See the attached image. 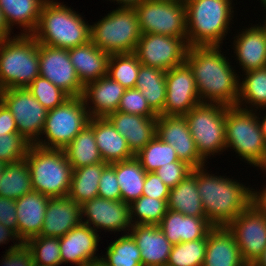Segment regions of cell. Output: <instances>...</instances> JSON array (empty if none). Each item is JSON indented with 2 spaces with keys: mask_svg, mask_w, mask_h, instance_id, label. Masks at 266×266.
<instances>
[{
  "mask_svg": "<svg viewBox=\"0 0 266 266\" xmlns=\"http://www.w3.org/2000/svg\"><path fill=\"white\" fill-rule=\"evenodd\" d=\"M30 145L19 133H0V161L7 164L25 159Z\"/></svg>",
  "mask_w": 266,
  "mask_h": 266,
  "instance_id": "f6af8a7d",
  "label": "cell"
},
{
  "mask_svg": "<svg viewBox=\"0 0 266 266\" xmlns=\"http://www.w3.org/2000/svg\"><path fill=\"white\" fill-rule=\"evenodd\" d=\"M136 155L156 137V118L115 111L106 116Z\"/></svg>",
  "mask_w": 266,
  "mask_h": 266,
  "instance_id": "44dd1931",
  "label": "cell"
},
{
  "mask_svg": "<svg viewBox=\"0 0 266 266\" xmlns=\"http://www.w3.org/2000/svg\"><path fill=\"white\" fill-rule=\"evenodd\" d=\"M107 163L73 169L68 197L80 205L98 197L99 180Z\"/></svg>",
  "mask_w": 266,
  "mask_h": 266,
  "instance_id": "e575fe53",
  "label": "cell"
},
{
  "mask_svg": "<svg viewBox=\"0 0 266 266\" xmlns=\"http://www.w3.org/2000/svg\"><path fill=\"white\" fill-rule=\"evenodd\" d=\"M101 237L91 227L81 223L59 238L62 264L91 266L101 260L97 255Z\"/></svg>",
  "mask_w": 266,
  "mask_h": 266,
  "instance_id": "d6986e66",
  "label": "cell"
},
{
  "mask_svg": "<svg viewBox=\"0 0 266 266\" xmlns=\"http://www.w3.org/2000/svg\"><path fill=\"white\" fill-rule=\"evenodd\" d=\"M35 266L62 265L59 238L38 235L25 242Z\"/></svg>",
  "mask_w": 266,
  "mask_h": 266,
  "instance_id": "b9f144b4",
  "label": "cell"
},
{
  "mask_svg": "<svg viewBox=\"0 0 266 266\" xmlns=\"http://www.w3.org/2000/svg\"><path fill=\"white\" fill-rule=\"evenodd\" d=\"M6 163L0 161V175L1 173L4 171V167H5Z\"/></svg>",
  "mask_w": 266,
  "mask_h": 266,
  "instance_id": "6125c7cd",
  "label": "cell"
},
{
  "mask_svg": "<svg viewBox=\"0 0 266 266\" xmlns=\"http://www.w3.org/2000/svg\"><path fill=\"white\" fill-rule=\"evenodd\" d=\"M168 199L141 196L129 204L132 225H158L167 212Z\"/></svg>",
  "mask_w": 266,
  "mask_h": 266,
  "instance_id": "60d3db41",
  "label": "cell"
},
{
  "mask_svg": "<svg viewBox=\"0 0 266 266\" xmlns=\"http://www.w3.org/2000/svg\"><path fill=\"white\" fill-rule=\"evenodd\" d=\"M142 34L181 37L187 42L185 3L181 0H146L135 7Z\"/></svg>",
  "mask_w": 266,
  "mask_h": 266,
  "instance_id": "8fae6325",
  "label": "cell"
},
{
  "mask_svg": "<svg viewBox=\"0 0 266 266\" xmlns=\"http://www.w3.org/2000/svg\"><path fill=\"white\" fill-rule=\"evenodd\" d=\"M246 266H255L254 264H246Z\"/></svg>",
  "mask_w": 266,
  "mask_h": 266,
  "instance_id": "003e7915",
  "label": "cell"
},
{
  "mask_svg": "<svg viewBox=\"0 0 266 266\" xmlns=\"http://www.w3.org/2000/svg\"><path fill=\"white\" fill-rule=\"evenodd\" d=\"M39 76V45L31 35L0 41V91L27 88Z\"/></svg>",
  "mask_w": 266,
  "mask_h": 266,
  "instance_id": "8992f818",
  "label": "cell"
},
{
  "mask_svg": "<svg viewBox=\"0 0 266 266\" xmlns=\"http://www.w3.org/2000/svg\"><path fill=\"white\" fill-rule=\"evenodd\" d=\"M1 260L0 266H35L31 251L23 242H13Z\"/></svg>",
  "mask_w": 266,
  "mask_h": 266,
  "instance_id": "681fc988",
  "label": "cell"
},
{
  "mask_svg": "<svg viewBox=\"0 0 266 266\" xmlns=\"http://www.w3.org/2000/svg\"><path fill=\"white\" fill-rule=\"evenodd\" d=\"M116 178L121 190V200L130 204L143 193L146 171L140 162L132 159L115 163Z\"/></svg>",
  "mask_w": 266,
  "mask_h": 266,
  "instance_id": "d590c367",
  "label": "cell"
},
{
  "mask_svg": "<svg viewBox=\"0 0 266 266\" xmlns=\"http://www.w3.org/2000/svg\"><path fill=\"white\" fill-rule=\"evenodd\" d=\"M81 221L96 232L100 231L97 229H101L104 232L113 231L114 234L122 231L127 234L132 227L128 203L100 197L93 198L81 205Z\"/></svg>",
  "mask_w": 266,
  "mask_h": 266,
  "instance_id": "2e32d148",
  "label": "cell"
},
{
  "mask_svg": "<svg viewBox=\"0 0 266 266\" xmlns=\"http://www.w3.org/2000/svg\"><path fill=\"white\" fill-rule=\"evenodd\" d=\"M246 264H254L266 248V216L253 204L227 226Z\"/></svg>",
  "mask_w": 266,
  "mask_h": 266,
  "instance_id": "5bb4252c",
  "label": "cell"
},
{
  "mask_svg": "<svg viewBox=\"0 0 266 266\" xmlns=\"http://www.w3.org/2000/svg\"><path fill=\"white\" fill-rule=\"evenodd\" d=\"M0 101L13 115L18 133L30 144H35L40 139L48 111L27 88L3 89Z\"/></svg>",
  "mask_w": 266,
  "mask_h": 266,
  "instance_id": "7c38bea8",
  "label": "cell"
},
{
  "mask_svg": "<svg viewBox=\"0 0 266 266\" xmlns=\"http://www.w3.org/2000/svg\"><path fill=\"white\" fill-rule=\"evenodd\" d=\"M117 111L145 117L158 116L137 88L125 89Z\"/></svg>",
  "mask_w": 266,
  "mask_h": 266,
  "instance_id": "bcb514c9",
  "label": "cell"
},
{
  "mask_svg": "<svg viewBox=\"0 0 266 266\" xmlns=\"http://www.w3.org/2000/svg\"><path fill=\"white\" fill-rule=\"evenodd\" d=\"M243 75L240 74L242 80L239 79L236 106L247 110H266V67L245 72Z\"/></svg>",
  "mask_w": 266,
  "mask_h": 266,
  "instance_id": "836d02e7",
  "label": "cell"
},
{
  "mask_svg": "<svg viewBox=\"0 0 266 266\" xmlns=\"http://www.w3.org/2000/svg\"><path fill=\"white\" fill-rule=\"evenodd\" d=\"M135 88L158 115L163 111L166 101V71L141 65Z\"/></svg>",
  "mask_w": 266,
  "mask_h": 266,
  "instance_id": "1f68e13d",
  "label": "cell"
},
{
  "mask_svg": "<svg viewBox=\"0 0 266 266\" xmlns=\"http://www.w3.org/2000/svg\"><path fill=\"white\" fill-rule=\"evenodd\" d=\"M222 46L189 47L185 62L192 70L201 103L236 106L239 95L237 74Z\"/></svg>",
  "mask_w": 266,
  "mask_h": 266,
  "instance_id": "6da1fadb",
  "label": "cell"
},
{
  "mask_svg": "<svg viewBox=\"0 0 266 266\" xmlns=\"http://www.w3.org/2000/svg\"><path fill=\"white\" fill-rule=\"evenodd\" d=\"M260 189L262 190L252 189V204L266 216V185Z\"/></svg>",
  "mask_w": 266,
  "mask_h": 266,
  "instance_id": "db71d44e",
  "label": "cell"
},
{
  "mask_svg": "<svg viewBox=\"0 0 266 266\" xmlns=\"http://www.w3.org/2000/svg\"><path fill=\"white\" fill-rule=\"evenodd\" d=\"M110 243L106 248V254L101 257L100 261L103 264L106 266H142L140 249L129 233L122 234Z\"/></svg>",
  "mask_w": 266,
  "mask_h": 266,
  "instance_id": "74e56055",
  "label": "cell"
},
{
  "mask_svg": "<svg viewBox=\"0 0 266 266\" xmlns=\"http://www.w3.org/2000/svg\"><path fill=\"white\" fill-rule=\"evenodd\" d=\"M255 266H266V248L262 252L261 256L258 260L254 263Z\"/></svg>",
  "mask_w": 266,
  "mask_h": 266,
  "instance_id": "94428289",
  "label": "cell"
},
{
  "mask_svg": "<svg viewBox=\"0 0 266 266\" xmlns=\"http://www.w3.org/2000/svg\"><path fill=\"white\" fill-rule=\"evenodd\" d=\"M129 232L140 249L142 266H166L173 244L158 225H132Z\"/></svg>",
  "mask_w": 266,
  "mask_h": 266,
  "instance_id": "d4e9b609",
  "label": "cell"
},
{
  "mask_svg": "<svg viewBox=\"0 0 266 266\" xmlns=\"http://www.w3.org/2000/svg\"><path fill=\"white\" fill-rule=\"evenodd\" d=\"M89 119L82 96L70 97L62 105L48 111L41 139L35 144L44 148L64 149L88 124Z\"/></svg>",
  "mask_w": 266,
  "mask_h": 266,
  "instance_id": "30bf717a",
  "label": "cell"
},
{
  "mask_svg": "<svg viewBox=\"0 0 266 266\" xmlns=\"http://www.w3.org/2000/svg\"><path fill=\"white\" fill-rule=\"evenodd\" d=\"M69 58L83 86L107 75L110 54L91 41L68 49Z\"/></svg>",
  "mask_w": 266,
  "mask_h": 266,
  "instance_id": "f1b7e54d",
  "label": "cell"
},
{
  "mask_svg": "<svg viewBox=\"0 0 266 266\" xmlns=\"http://www.w3.org/2000/svg\"><path fill=\"white\" fill-rule=\"evenodd\" d=\"M27 89L47 111L62 105L70 98L61 88L40 75L33 80Z\"/></svg>",
  "mask_w": 266,
  "mask_h": 266,
  "instance_id": "ee69618b",
  "label": "cell"
},
{
  "mask_svg": "<svg viewBox=\"0 0 266 266\" xmlns=\"http://www.w3.org/2000/svg\"><path fill=\"white\" fill-rule=\"evenodd\" d=\"M39 45V75L61 88L70 97L82 96L81 84L68 49L54 48L41 43Z\"/></svg>",
  "mask_w": 266,
  "mask_h": 266,
  "instance_id": "9a60e30c",
  "label": "cell"
},
{
  "mask_svg": "<svg viewBox=\"0 0 266 266\" xmlns=\"http://www.w3.org/2000/svg\"><path fill=\"white\" fill-rule=\"evenodd\" d=\"M265 20L262 22L263 24H261V26L266 30V16L264 18Z\"/></svg>",
  "mask_w": 266,
  "mask_h": 266,
  "instance_id": "03108f58",
  "label": "cell"
},
{
  "mask_svg": "<svg viewBox=\"0 0 266 266\" xmlns=\"http://www.w3.org/2000/svg\"><path fill=\"white\" fill-rule=\"evenodd\" d=\"M110 2H117L119 4L118 8H135L137 5L141 4L146 0H109Z\"/></svg>",
  "mask_w": 266,
  "mask_h": 266,
  "instance_id": "6f0895ef",
  "label": "cell"
},
{
  "mask_svg": "<svg viewBox=\"0 0 266 266\" xmlns=\"http://www.w3.org/2000/svg\"><path fill=\"white\" fill-rule=\"evenodd\" d=\"M228 106L200 103L184 115L200 156L208 158L226 150L225 124Z\"/></svg>",
  "mask_w": 266,
  "mask_h": 266,
  "instance_id": "9c48e42d",
  "label": "cell"
},
{
  "mask_svg": "<svg viewBox=\"0 0 266 266\" xmlns=\"http://www.w3.org/2000/svg\"><path fill=\"white\" fill-rule=\"evenodd\" d=\"M206 238L172 245L166 266H203Z\"/></svg>",
  "mask_w": 266,
  "mask_h": 266,
  "instance_id": "7bdbcfd3",
  "label": "cell"
},
{
  "mask_svg": "<svg viewBox=\"0 0 266 266\" xmlns=\"http://www.w3.org/2000/svg\"><path fill=\"white\" fill-rule=\"evenodd\" d=\"M91 266H106L105 264H103L101 261H96L94 264H92Z\"/></svg>",
  "mask_w": 266,
  "mask_h": 266,
  "instance_id": "be15d7a7",
  "label": "cell"
},
{
  "mask_svg": "<svg viewBox=\"0 0 266 266\" xmlns=\"http://www.w3.org/2000/svg\"><path fill=\"white\" fill-rule=\"evenodd\" d=\"M0 223L18 234L15 200L0 196Z\"/></svg>",
  "mask_w": 266,
  "mask_h": 266,
  "instance_id": "816d5d0a",
  "label": "cell"
},
{
  "mask_svg": "<svg viewBox=\"0 0 266 266\" xmlns=\"http://www.w3.org/2000/svg\"><path fill=\"white\" fill-rule=\"evenodd\" d=\"M63 2L47 0L40 13L38 25L31 36L54 48L69 49L90 41V24Z\"/></svg>",
  "mask_w": 266,
  "mask_h": 266,
  "instance_id": "3957f363",
  "label": "cell"
},
{
  "mask_svg": "<svg viewBox=\"0 0 266 266\" xmlns=\"http://www.w3.org/2000/svg\"><path fill=\"white\" fill-rule=\"evenodd\" d=\"M49 199L33 190L15 200L18 236L23 243L40 235Z\"/></svg>",
  "mask_w": 266,
  "mask_h": 266,
  "instance_id": "484cf974",
  "label": "cell"
},
{
  "mask_svg": "<svg viewBox=\"0 0 266 266\" xmlns=\"http://www.w3.org/2000/svg\"><path fill=\"white\" fill-rule=\"evenodd\" d=\"M200 103L192 70L186 62L166 71V101L159 115L184 116Z\"/></svg>",
  "mask_w": 266,
  "mask_h": 266,
  "instance_id": "e0dca14e",
  "label": "cell"
},
{
  "mask_svg": "<svg viewBox=\"0 0 266 266\" xmlns=\"http://www.w3.org/2000/svg\"><path fill=\"white\" fill-rule=\"evenodd\" d=\"M11 33L13 34V32L7 26L3 13L0 8V41L12 38Z\"/></svg>",
  "mask_w": 266,
  "mask_h": 266,
  "instance_id": "9f6ffc18",
  "label": "cell"
},
{
  "mask_svg": "<svg viewBox=\"0 0 266 266\" xmlns=\"http://www.w3.org/2000/svg\"><path fill=\"white\" fill-rule=\"evenodd\" d=\"M156 135L174 148L179 160L188 163L193 168L206 166V161L197 150L184 116L158 115Z\"/></svg>",
  "mask_w": 266,
  "mask_h": 266,
  "instance_id": "ac0fdd59",
  "label": "cell"
},
{
  "mask_svg": "<svg viewBox=\"0 0 266 266\" xmlns=\"http://www.w3.org/2000/svg\"><path fill=\"white\" fill-rule=\"evenodd\" d=\"M193 171V167L186 162H172L162 166L154 172L170 189L185 179Z\"/></svg>",
  "mask_w": 266,
  "mask_h": 266,
  "instance_id": "7dc6e473",
  "label": "cell"
},
{
  "mask_svg": "<svg viewBox=\"0 0 266 266\" xmlns=\"http://www.w3.org/2000/svg\"><path fill=\"white\" fill-rule=\"evenodd\" d=\"M116 178L115 163L107 164L99 180L98 197L107 200H121V190Z\"/></svg>",
  "mask_w": 266,
  "mask_h": 266,
  "instance_id": "c3c4849f",
  "label": "cell"
},
{
  "mask_svg": "<svg viewBox=\"0 0 266 266\" xmlns=\"http://www.w3.org/2000/svg\"><path fill=\"white\" fill-rule=\"evenodd\" d=\"M261 4H263L262 6L264 7L265 11H266V0H260Z\"/></svg>",
  "mask_w": 266,
  "mask_h": 266,
  "instance_id": "e7e4bbea",
  "label": "cell"
},
{
  "mask_svg": "<svg viewBox=\"0 0 266 266\" xmlns=\"http://www.w3.org/2000/svg\"><path fill=\"white\" fill-rule=\"evenodd\" d=\"M170 188L167 187L162 179L155 172H146L145 182L143 185V196L168 199Z\"/></svg>",
  "mask_w": 266,
  "mask_h": 266,
  "instance_id": "f907efd6",
  "label": "cell"
},
{
  "mask_svg": "<svg viewBox=\"0 0 266 266\" xmlns=\"http://www.w3.org/2000/svg\"><path fill=\"white\" fill-rule=\"evenodd\" d=\"M167 207L183 215L205 217L201 197L197 190V168L191 174L170 189Z\"/></svg>",
  "mask_w": 266,
  "mask_h": 266,
  "instance_id": "4dcf8cb0",
  "label": "cell"
},
{
  "mask_svg": "<svg viewBox=\"0 0 266 266\" xmlns=\"http://www.w3.org/2000/svg\"><path fill=\"white\" fill-rule=\"evenodd\" d=\"M22 242L16 231L5 227L0 223V245L8 244L9 241Z\"/></svg>",
  "mask_w": 266,
  "mask_h": 266,
  "instance_id": "11a10c76",
  "label": "cell"
},
{
  "mask_svg": "<svg viewBox=\"0 0 266 266\" xmlns=\"http://www.w3.org/2000/svg\"><path fill=\"white\" fill-rule=\"evenodd\" d=\"M81 223L79 203L68 196L50 198L40 235L60 238Z\"/></svg>",
  "mask_w": 266,
  "mask_h": 266,
  "instance_id": "603a6c76",
  "label": "cell"
},
{
  "mask_svg": "<svg viewBox=\"0 0 266 266\" xmlns=\"http://www.w3.org/2000/svg\"><path fill=\"white\" fill-rule=\"evenodd\" d=\"M135 158L146 172H154L168 163L184 162L179 160L174 148L163 142L157 135L135 155Z\"/></svg>",
  "mask_w": 266,
  "mask_h": 266,
  "instance_id": "ab89813d",
  "label": "cell"
},
{
  "mask_svg": "<svg viewBox=\"0 0 266 266\" xmlns=\"http://www.w3.org/2000/svg\"><path fill=\"white\" fill-rule=\"evenodd\" d=\"M245 29L233 37L232 45L244 73L266 67V30L259 24Z\"/></svg>",
  "mask_w": 266,
  "mask_h": 266,
  "instance_id": "ffe728a7",
  "label": "cell"
},
{
  "mask_svg": "<svg viewBox=\"0 0 266 266\" xmlns=\"http://www.w3.org/2000/svg\"><path fill=\"white\" fill-rule=\"evenodd\" d=\"M88 124L94 129L95 141L103 162L113 164L135 157L126 139L106 117H93Z\"/></svg>",
  "mask_w": 266,
  "mask_h": 266,
  "instance_id": "83f0119b",
  "label": "cell"
},
{
  "mask_svg": "<svg viewBox=\"0 0 266 266\" xmlns=\"http://www.w3.org/2000/svg\"><path fill=\"white\" fill-rule=\"evenodd\" d=\"M141 65L135 53L110 54L107 76L125 89L135 88Z\"/></svg>",
  "mask_w": 266,
  "mask_h": 266,
  "instance_id": "f35d334b",
  "label": "cell"
},
{
  "mask_svg": "<svg viewBox=\"0 0 266 266\" xmlns=\"http://www.w3.org/2000/svg\"><path fill=\"white\" fill-rule=\"evenodd\" d=\"M0 133L1 134L18 133V127L13 115L1 101H0Z\"/></svg>",
  "mask_w": 266,
  "mask_h": 266,
  "instance_id": "f5cc1de1",
  "label": "cell"
},
{
  "mask_svg": "<svg viewBox=\"0 0 266 266\" xmlns=\"http://www.w3.org/2000/svg\"><path fill=\"white\" fill-rule=\"evenodd\" d=\"M260 112L261 111H259V113L257 114V116H258V122H259L260 129L262 131V134L264 136V139L266 141V113L264 114V117L263 116L261 117Z\"/></svg>",
  "mask_w": 266,
  "mask_h": 266,
  "instance_id": "680465c9",
  "label": "cell"
},
{
  "mask_svg": "<svg viewBox=\"0 0 266 266\" xmlns=\"http://www.w3.org/2000/svg\"><path fill=\"white\" fill-rule=\"evenodd\" d=\"M46 1L0 0V8L11 31L16 24L23 29L19 35H31L38 25L41 9Z\"/></svg>",
  "mask_w": 266,
  "mask_h": 266,
  "instance_id": "f546056e",
  "label": "cell"
},
{
  "mask_svg": "<svg viewBox=\"0 0 266 266\" xmlns=\"http://www.w3.org/2000/svg\"><path fill=\"white\" fill-rule=\"evenodd\" d=\"M90 25V41L109 54L134 53L142 33L135 8H116Z\"/></svg>",
  "mask_w": 266,
  "mask_h": 266,
  "instance_id": "52a82bcc",
  "label": "cell"
},
{
  "mask_svg": "<svg viewBox=\"0 0 266 266\" xmlns=\"http://www.w3.org/2000/svg\"><path fill=\"white\" fill-rule=\"evenodd\" d=\"M124 91L123 86L107 75L87 83L82 98L90 118L106 117L117 111Z\"/></svg>",
  "mask_w": 266,
  "mask_h": 266,
  "instance_id": "7402d4cb",
  "label": "cell"
},
{
  "mask_svg": "<svg viewBox=\"0 0 266 266\" xmlns=\"http://www.w3.org/2000/svg\"><path fill=\"white\" fill-rule=\"evenodd\" d=\"M255 167H257V168L259 167V169H261L262 172H266V149L263 152L261 160L259 161V163Z\"/></svg>",
  "mask_w": 266,
  "mask_h": 266,
  "instance_id": "91938a15",
  "label": "cell"
},
{
  "mask_svg": "<svg viewBox=\"0 0 266 266\" xmlns=\"http://www.w3.org/2000/svg\"><path fill=\"white\" fill-rule=\"evenodd\" d=\"M188 48L181 37L148 33L141 35L134 53L143 66L168 71L185 62Z\"/></svg>",
  "mask_w": 266,
  "mask_h": 266,
  "instance_id": "4fadbf2b",
  "label": "cell"
},
{
  "mask_svg": "<svg viewBox=\"0 0 266 266\" xmlns=\"http://www.w3.org/2000/svg\"><path fill=\"white\" fill-rule=\"evenodd\" d=\"M205 168H197V190L205 217L214 227L227 226L252 204V188L236 179L210 174Z\"/></svg>",
  "mask_w": 266,
  "mask_h": 266,
  "instance_id": "7a4b0ae2",
  "label": "cell"
},
{
  "mask_svg": "<svg viewBox=\"0 0 266 266\" xmlns=\"http://www.w3.org/2000/svg\"><path fill=\"white\" fill-rule=\"evenodd\" d=\"M25 161L29 167L33 190L49 198L68 196L73 169L64 149L31 144Z\"/></svg>",
  "mask_w": 266,
  "mask_h": 266,
  "instance_id": "5b68a950",
  "label": "cell"
},
{
  "mask_svg": "<svg viewBox=\"0 0 266 266\" xmlns=\"http://www.w3.org/2000/svg\"><path fill=\"white\" fill-rule=\"evenodd\" d=\"M232 0H184L187 44L222 46L234 17ZM222 43V44H221Z\"/></svg>",
  "mask_w": 266,
  "mask_h": 266,
  "instance_id": "277c9868",
  "label": "cell"
},
{
  "mask_svg": "<svg viewBox=\"0 0 266 266\" xmlns=\"http://www.w3.org/2000/svg\"><path fill=\"white\" fill-rule=\"evenodd\" d=\"M203 266H246L240 248L226 226L213 227L208 232Z\"/></svg>",
  "mask_w": 266,
  "mask_h": 266,
  "instance_id": "4316f807",
  "label": "cell"
},
{
  "mask_svg": "<svg viewBox=\"0 0 266 266\" xmlns=\"http://www.w3.org/2000/svg\"><path fill=\"white\" fill-rule=\"evenodd\" d=\"M31 191L32 180L25 159L7 163L0 175V196L16 200Z\"/></svg>",
  "mask_w": 266,
  "mask_h": 266,
  "instance_id": "8d00e7d4",
  "label": "cell"
},
{
  "mask_svg": "<svg viewBox=\"0 0 266 266\" xmlns=\"http://www.w3.org/2000/svg\"><path fill=\"white\" fill-rule=\"evenodd\" d=\"M258 110L230 106L226 110V150L233 149L239 158L255 167L266 149V141L259 126Z\"/></svg>",
  "mask_w": 266,
  "mask_h": 266,
  "instance_id": "ba28073f",
  "label": "cell"
},
{
  "mask_svg": "<svg viewBox=\"0 0 266 266\" xmlns=\"http://www.w3.org/2000/svg\"><path fill=\"white\" fill-rule=\"evenodd\" d=\"M72 169L103 162L95 141L94 129L87 124L64 148Z\"/></svg>",
  "mask_w": 266,
  "mask_h": 266,
  "instance_id": "d6a6232c",
  "label": "cell"
},
{
  "mask_svg": "<svg viewBox=\"0 0 266 266\" xmlns=\"http://www.w3.org/2000/svg\"><path fill=\"white\" fill-rule=\"evenodd\" d=\"M160 230L171 244L195 241L207 238L208 232L214 227L206 217H193L167 209Z\"/></svg>",
  "mask_w": 266,
  "mask_h": 266,
  "instance_id": "cb8c5ba5",
  "label": "cell"
}]
</instances>
